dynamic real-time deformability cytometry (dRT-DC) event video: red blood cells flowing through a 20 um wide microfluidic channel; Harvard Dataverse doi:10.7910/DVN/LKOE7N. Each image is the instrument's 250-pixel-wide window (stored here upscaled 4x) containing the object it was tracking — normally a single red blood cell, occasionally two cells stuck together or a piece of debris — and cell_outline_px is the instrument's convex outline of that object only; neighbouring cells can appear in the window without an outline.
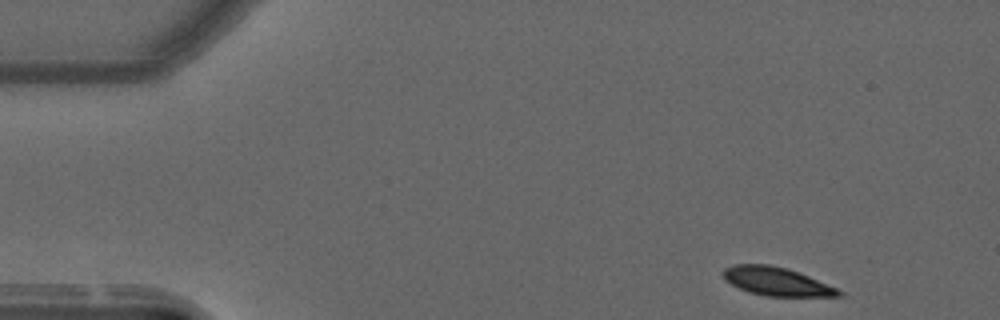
{"species": "common noctule bat (a hibernating species)", "species_latin": "Nyctalus noctula", "temperature_condition": "warm", "stored_images_in_passage": 51, "camera_frame_rate_fps": 3000, "um_per_image_px": 0.085, "animal": {"sex": "male", "forearm_length_mm": 52.5}, "frame": {"image": 1, "passage_image": 1, "time_ms": 0.0, "image_size_px": [1000, 320], "cell_outline_px": [[844, 296], [768, 296], [748, 292], [732, 284], [724, 276], [724, 268], [732, 264], [768, 264], [788, 268], [808, 276], [836, 288], [844, 292]], "centroid_in_image_um": [66.03, 23.92], "position_along_channel_um": 19.0, "area_um2": 18.9}}
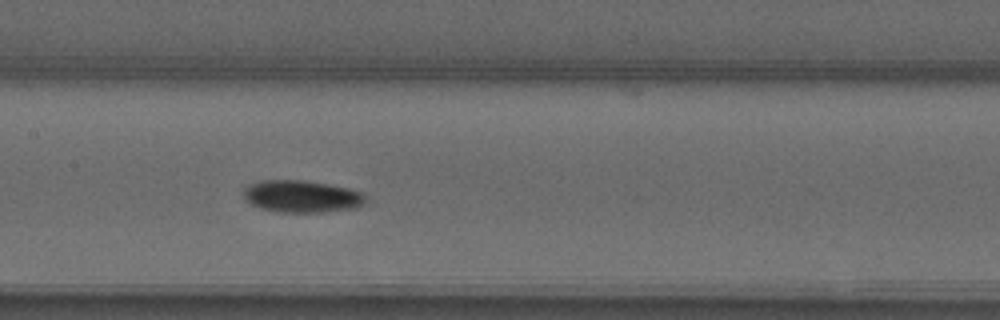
{"frame": {"image": 2, "passage_image": 22, "time_ms": 7.0, "image_size_px": [1000, 320], "cell_outline_px": [[364, 204], [356, 208], [324, 212], [276, 212], [260, 208], [252, 204], [244, 196], [244, 188], [252, 184], [264, 180], [304, 180], [348, 188], [364, 192]], "centroid_in_image_um": [25.68, 16.7], "position_along_channel_um": 181.7, "area_um2": 22.72}}
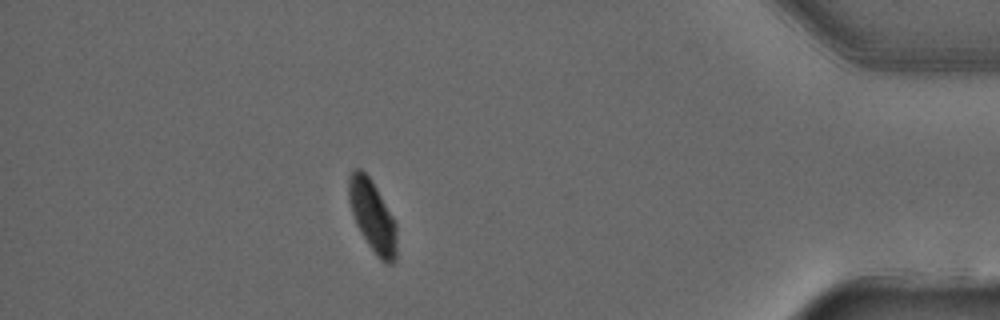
{"frame": {"image": 3, "passage_image": 44, "time_ms": 14.333, "image_size_px": [1000, 320], "cell_outline_px": [[396, 260], [392, 264], [388, 264], [380, 260], [376, 256], [368, 244], [356, 224], [348, 200], [348, 176], [356, 168], [360, 168], [368, 176], [376, 188], [396, 220]], "centroid_in_image_um": [31.67, 18.38], "position_along_channel_um": 403.5, "area_um2": 20.06}, "authors_computed_cell_mechanics": {"area_um2": 21.675, "velocity_mm_per_s": 3.6765, "shape_relaxation_time_tau1_ms": 4.4379, "shape_relaxation_time_tau2_ms": null, "deformation_change_tau1": 0.1312, "deformation_change_tau2": null}}